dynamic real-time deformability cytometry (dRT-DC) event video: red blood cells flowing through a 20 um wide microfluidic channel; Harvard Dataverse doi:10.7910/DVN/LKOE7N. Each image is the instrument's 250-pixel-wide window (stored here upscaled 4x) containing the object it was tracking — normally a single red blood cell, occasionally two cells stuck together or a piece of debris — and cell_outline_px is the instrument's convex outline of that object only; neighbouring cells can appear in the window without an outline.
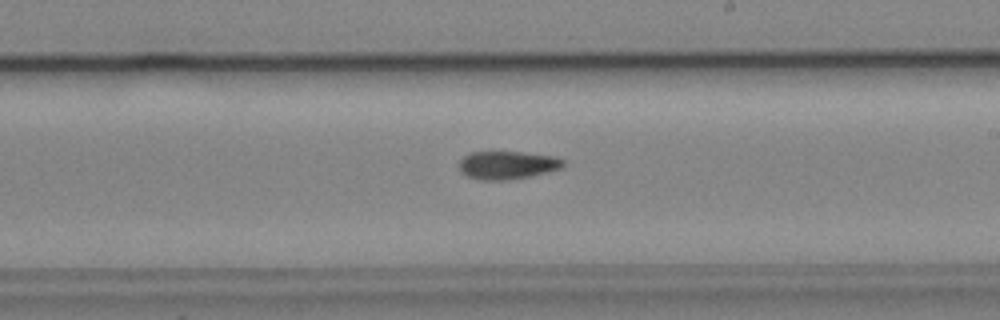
{"species": "common noctule bat (a hibernating species)", "species_latin": "Nyctalus noctula", "temperature_condition": "cold", "stored_images_in_passage": 39, "camera_frame_rate_fps": 3000, "um_per_image_px": 0.085, "animal": {"sex": "male", "body_mass_g": 19.2, "forearm_length_mm": 51.8}, "frame": {"image": 1, "passage_image": 28, "time_ms": 9.0, "image_size_px": [1000, 320], "cell_outline_px": [[564, 164], [560, 168], [548, 172], [528, 176], [504, 180], [484, 180], [468, 176], [460, 168], [460, 160], [464, 156], [472, 152], [492, 148], [556, 156], [564, 160]], "centroid_in_image_um": [43.12, 13.96], "position_along_channel_um": 245.9, "area_um2": 17.51}}